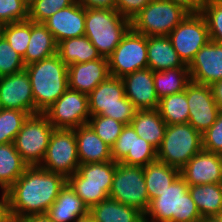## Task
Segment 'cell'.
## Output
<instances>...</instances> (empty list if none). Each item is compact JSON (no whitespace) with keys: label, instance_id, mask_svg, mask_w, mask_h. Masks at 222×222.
Returning <instances> with one entry per match:
<instances>
[{"label":"cell","instance_id":"obj_38","mask_svg":"<svg viewBox=\"0 0 222 222\" xmlns=\"http://www.w3.org/2000/svg\"><path fill=\"white\" fill-rule=\"evenodd\" d=\"M25 67L23 57L9 45L2 35L0 37V77L18 73Z\"/></svg>","mask_w":222,"mask_h":222},{"label":"cell","instance_id":"obj_16","mask_svg":"<svg viewBox=\"0 0 222 222\" xmlns=\"http://www.w3.org/2000/svg\"><path fill=\"white\" fill-rule=\"evenodd\" d=\"M0 108L17 109L34 114V98L27 71L24 69L0 77Z\"/></svg>","mask_w":222,"mask_h":222},{"label":"cell","instance_id":"obj_31","mask_svg":"<svg viewBox=\"0 0 222 222\" xmlns=\"http://www.w3.org/2000/svg\"><path fill=\"white\" fill-rule=\"evenodd\" d=\"M28 165L14 143L0 144V189L7 191L24 173Z\"/></svg>","mask_w":222,"mask_h":222},{"label":"cell","instance_id":"obj_53","mask_svg":"<svg viewBox=\"0 0 222 222\" xmlns=\"http://www.w3.org/2000/svg\"><path fill=\"white\" fill-rule=\"evenodd\" d=\"M36 0H22V2L29 8Z\"/></svg>","mask_w":222,"mask_h":222},{"label":"cell","instance_id":"obj_51","mask_svg":"<svg viewBox=\"0 0 222 222\" xmlns=\"http://www.w3.org/2000/svg\"><path fill=\"white\" fill-rule=\"evenodd\" d=\"M203 5H221L222 0H202Z\"/></svg>","mask_w":222,"mask_h":222},{"label":"cell","instance_id":"obj_11","mask_svg":"<svg viewBox=\"0 0 222 222\" xmlns=\"http://www.w3.org/2000/svg\"><path fill=\"white\" fill-rule=\"evenodd\" d=\"M79 165L74 129H54L39 166L68 178L78 170Z\"/></svg>","mask_w":222,"mask_h":222},{"label":"cell","instance_id":"obj_17","mask_svg":"<svg viewBox=\"0 0 222 222\" xmlns=\"http://www.w3.org/2000/svg\"><path fill=\"white\" fill-rule=\"evenodd\" d=\"M180 176L189 185L222 182V155L202 149L180 169Z\"/></svg>","mask_w":222,"mask_h":222},{"label":"cell","instance_id":"obj_44","mask_svg":"<svg viewBox=\"0 0 222 222\" xmlns=\"http://www.w3.org/2000/svg\"><path fill=\"white\" fill-rule=\"evenodd\" d=\"M152 0H116L115 10L122 16L132 20Z\"/></svg>","mask_w":222,"mask_h":222},{"label":"cell","instance_id":"obj_32","mask_svg":"<svg viewBox=\"0 0 222 222\" xmlns=\"http://www.w3.org/2000/svg\"><path fill=\"white\" fill-rule=\"evenodd\" d=\"M153 80L159 100L165 96L184 91L191 82L188 67L153 71Z\"/></svg>","mask_w":222,"mask_h":222},{"label":"cell","instance_id":"obj_42","mask_svg":"<svg viewBox=\"0 0 222 222\" xmlns=\"http://www.w3.org/2000/svg\"><path fill=\"white\" fill-rule=\"evenodd\" d=\"M134 128L131 124L125 125L117 141L111 147L112 159L120 162L126 155H133Z\"/></svg>","mask_w":222,"mask_h":222},{"label":"cell","instance_id":"obj_19","mask_svg":"<svg viewBox=\"0 0 222 222\" xmlns=\"http://www.w3.org/2000/svg\"><path fill=\"white\" fill-rule=\"evenodd\" d=\"M43 24L52 33L56 43L85 35V7L75 1L72 5L58 10Z\"/></svg>","mask_w":222,"mask_h":222},{"label":"cell","instance_id":"obj_3","mask_svg":"<svg viewBox=\"0 0 222 222\" xmlns=\"http://www.w3.org/2000/svg\"><path fill=\"white\" fill-rule=\"evenodd\" d=\"M189 185L179 176L160 196L150 201L144 222H201Z\"/></svg>","mask_w":222,"mask_h":222},{"label":"cell","instance_id":"obj_39","mask_svg":"<svg viewBox=\"0 0 222 222\" xmlns=\"http://www.w3.org/2000/svg\"><path fill=\"white\" fill-rule=\"evenodd\" d=\"M76 0H36L28 8V19L35 23H43L58 10L72 5Z\"/></svg>","mask_w":222,"mask_h":222},{"label":"cell","instance_id":"obj_40","mask_svg":"<svg viewBox=\"0 0 222 222\" xmlns=\"http://www.w3.org/2000/svg\"><path fill=\"white\" fill-rule=\"evenodd\" d=\"M200 13L206 20L210 40L222 44V4L203 5Z\"/></svg>","mask_w":222,"mask_h":222},{"label":"cell","instance_id":"obj_6","mask_svg":"<svg viewBox=\"0 0 222 222\" xmlns=\"http://www.w3.org/2000/svg\"><path fill=\"white\" fill-rule=\"evenodd\" d=\"M90 116L102 115L122 122L131 124L137 112L134 104L125 96L123 80L109 76L101 82L89 95Z\"/></svg>","mask_w":222,"mask_h":222},{"label":"cell","instance_id":"obj_43","mask_svg":"<svg viewBox=\"0 0 222 222\" xmlns=\"http://www.w3.org/2000/svg\"><path fill=\"white\" fill-rule=\"evenodd\" d=\"M202 140L204 150L222 155V110L212 126L202 134Z\"/></svg>","mask_w":222,"mask_h":222},{"label":"cell","instance_id":"obj_52","mask_svg":"<svg viewBox=\"0 0 222 222\" xmlns=\"http://www.w3.org/2000/svg\"><path fill=\"white\" fill-rule=\"evenodd\" d=\"M76 222H95L89 215L79 218Z\"/></svg>","mask_w":222,"mask_h":222},{"label":"cell","instance_id":"obj_30","mask_svg":"<svg viewBox=\"0 0 222 222\" xmlns=\"http://www.w3.org/2000/svg\"><path fill=\"white\" fill-rule=\"evenodd\" d=\"M188 191L202 218L222 213V184L209 183L189 186Z\"/></svg>","mask_w":222,"mask_h":222},{"label":"cell","instance_id":"obj_21","mask_svg":"<svg viewBox=\"0 0 222 222\" xmlns=\"http://www.w3.org/2000/svg\"><path fill=\"white\" fill-rule=\"evenodd\" d=\"M109 74L108 58L68 66V88L89 95Z\"/></svg>","mask_w":222,"mask_h":222},{"label":"cell","instance_id":"obj_24","mask_svg":"<svg viewBox=\"0 0 222 222\" xmlns=\"http://www.w3.org/2000/svg\"><path fill=\"white\" fill-rule=\"evenodd\" d=\"M147 56V68L152 71H164L172 68L188 67L180 59L168 36H148Z\"/></svg>","mask_w":222,"mask_h":222},{"label":"cell","instance_id":"obj_22","mask_svg":"<svg viewBox=\"0 0 222 222\" xmlns=\"http://www.w3.org/2000/svg\"><path fill=\"white\" fill-rule=\"evenodd\" d=\"M80 164L111 161V147L85 124L74 128Z\"/></svg>","mask_w":222,"mask_h":222},{"label":"cell","instance_id":"obj_5","mask_svg":"<svg viewBox=\"0 0 222 222\" xmlns=\"http://www.w3.org/2000/svg\"><path fill=\"white\" fill-rule=\"evenodd\" d=\"M116 164L113 160L80 164L67 183L90 208L109 198Z\"/></svg>","mask_w":222,"mask_h":222},{"label":"cell","instance_id":"obj_13","mask_svg":"<svg viewBox=\"0 0 222 222\" xmlns=\"http://www.w3.org/2000/svg\"><path fill=\"white\" fill-rule=\"evenodd\" d=\"M168 37L187 66L195 54L210 41L206 20L200 12L188 13Z\"/></svg>","mask_w":222,"mask_h":222},{"label":"cell","instance_id":"obj_15","mask_svg":"<svg viewBox=\"0 0 222 222\" xmlns=\"http://www.w3.org/2000/svg\"><path fill=\"white\" fill-rule=\"evenodd\" d=\"M189 108L188 123L203 134L216 121L220 108L217 106L210 85L190 82L185 88Z\"/></svg>","mask_w":222,"mask_h":222},{"label":"cell","instance_id":"obj_18","mask_svg":"<svg viewBox=\"0 0 222 222\" xmlns=\"http://www.w3.org/2000/svg\"><path fill=\"white\" fill-rule=\"evenodd\" d=\"M191 82L211 85L222 80V44L209 41L188 65Z\"/></svg>","mask_w":222,"mask_h":222},{"label":"cell","instance_id":"obj_45","mask_svg":"<svg viewBox=\"0 0 222 222\" xmlns=\"http://www.w3.org/2000/svg\"><path fill=\"white\" fill-rule=\"evenodd\" d=\"M85 8H102L115 10L116 0H76Z\"/></svg>","mask_w":222,"mask_h":222},{"label":"cell","instance_id":"obj_54","mask_svg":"<svg viewBox=\"0 0 222 222\" xmlns=\"http://www.w3.org/2000/svg\"><path fill=\"white\" fill-rule=\"evenodd\" d=\"M2 28H3V24L0 23V37L2 36Z\"/></svg>","mask_w":222,"mask_h":222},{"label":"cell","instance_id":"obj_35","mask_svg":"<svg viewBox=\"0 0 222 222\" xmlns=\"http://www.w3.org/2000/svg\"><path fill=\"white\" fill-rule=\"evenodd\" d=\"M2 35L13 49L24 57L31 35V20L3 24Z\"/></svg>","mask_w":222,"mask_h":222},{"label":"cell","instance_id":"obj_36","mask_svg":"<svg viewBox=\"0 0 222 222\" xmlns=\"http://www.w3.org/2000/svg\"><path fill=\"white\" fill-rule=\"evenodd\" d=\"M88 124L110 147L114 145L125 124L108 116H90Z\"/></svg>","mask_w":222,"mask_h":222},{"label":"cell","instance_id":"obj_26","mask_svg":"<svg viewBox=\"0 0 222 222\" xmlns=\"http://www.w3.org/2000/svg\"><path fill=\"white\" fill-rule=\"evenodd\" d=\"M89 216L95 222H144L142 212L111 198L90 207Z\"/></svg>","mask_w":222,"mask_h":222},{"label":"cell","instance_id":"obj_25","mask_svg":"<svg viewBox=\"0 0 222 222\" xmlns=\"http://www.w3.org/2000/svg\"><path fill=\"white\" fill-rule=\"evenodd\" d=\"M131 125L140 138L149 142L156 150L159 149L167 124L158 109L137 110Z\"/></svg>","mask_w":222,"mask_h":222},{"label":"cell","instance_id":"obj_4","mask_svg":"<svg viewBox=\"0 0 222 222\" xmlns=\"http://www.w3.org/2000/svg\"><path fill=\"white\" fill-rule=\"evenodd\" d=\"M131 28V20L116 10L85 8V36L108 58Z\"/></svg>","mask_w":222,"mask_h":222},{"label":"cell","instance_id":"obj_20","mask_svg":"<svg viewBox=\"0 0 222 222\" xmlns=\"http://www.w3.org/2000/svg\"><path fill=\"white\" fill-rule=\"evenodd\" d=\"M125 96L137 110L157 109L159 98L155 91L153 71L149 68L137 70L122 78Z\"/></svg>","mask_w":222,"mask_h":222},{"label":"cell","instance_id":"obj_23","mask_svg":"<svg viewBox=\"0 0 222 222\" xmlns=\"http://www.w3.org/2000/svg\"><path fill=\"white\" fill-rule=\"evenodd\" d=\"M46 214L54 222H76L89 215V208L66 183Z\"/></svg>","mask_w":222,"mask_h":222},{"label":"cell","instance_id":"obj_8","mask_svg":"<svg viewBox=\"0 0 222 222\" xmlns=\"http://www.w3.org/2000/svg\"><path fill=\"white\" fill-rule=\"evenodd\" d=\"M188 12L167 0L150 1L131 20V28L145 36H168Z\"/></svg>","mask_w":222,"mask_h":222},{"label":"cell","instance_id":"obj_33","mask_svg":"<svg viewBox=\"0 0 222 222\" xmlns=\"http://www.w3.org/2000/svg\"><path fill=\"white\" fill-rule=\"evenodd\" d=\"M157 109L167 125L186 124L189 121V108L185 90L161 98Z\"/></svg>","mask_w":222,"mask_h":222},{"label":"cell","instance_id":"obj_28","mask_svg":"<svg viewBox=\"0 0 222 222\" xmlns=\"http://www.w3.org/2000/svg\"><path fill=\"white\" fill-rule=\"evenodd\" d=\"M57 55L67 66L102 58L96 47L85 35L58 42Z\"/></svg>","mask_w":222,"mask_h":222},{"label":"cell","instance_id":"obj_1","mask_svg":"<svg viewBox=\"0 0 222 222\" xmlns=\"http://www.w3.org/2000/svg\"><path fill=\"white\" fill-rule=\"evenodd\" d=\"M67 183L59 173L40 166H28L17 181L6 191L13 221L25 216L46 214Z\"/></svg>","mask_w":222,"mask_h":222},{"label":"cell","instance_id":"obj_34","mask_svg":"<svg viewBox=\"0 0 222 222\" xmlns=\"http://www.w3.org/2000/svg\"><path fill=\"white\" fill-rule=\"evenodd\" d=\"M28 116L17 109L0 108V144L13 143Z\"/></svg>","mask_w":222,"mask_h":222},{"label":"cell","instance_id":"obj_9","mask_svg":"<svg viewBox=\"0 0 222 222\" xmlns=\"http://www.w3.org/2000/svg\"><path fill=\"white\" fill-rule=\"evenodd\" d=\"M44 113L29 115L15 137V149L28 166H39L54 131Z\"/></svg>","mask_w":222,"mask_h":222},{"label":"cell","instance_id":"obj_12","mask_svg":"<svg viewBox=\"0 0 222 222\" xmlns=\"http://www.w3.org/2000/svg\"><path fill=\"white\" fill-rule=\"evenodd\" d=\"M109 74L122 78L124 75L148 67L147 36L132 28L108 57Z\"/></svg>","mask_w":222,"mask_h":222},{"label":"cell","instance_id":"obj_2","mask_svg":"<svg viewBox=\"0 0 222 222\" xmlns=\"http://www.w3.org/2000/svg\"><path fill=\"white\" fill-rule=\"evenodd\" d=\"M32 94L34 114L44 113L67 89L68 66L55 54L26 65Z\"/></svg>","mask_w":222,"mask_h":222},{"label":"cell","instance_id":"obj_41","mask_svg":"<svg viewBox=\"0 0 222 222\" xmlns=\"http://www.w3.org/2000/svg\"><path fill=\"white\" fill-rule=\"evenodd\" d=\"M28 19V7L22 0H0V23L7 24Z\"/></svg>","mask_w":222,"mask_h":222},{"label":"cell","instance_id":"obj_7","mask_svg":"<svg viewBox=\"0 0 222 222\" xmlns=\"http://www.w3.org/2000/svg\"><path fill=\"white\" fill-rule=\"evenodd\" d=\"M202 149V134L189 123L167 125L157 161L180 170Z\"/></svg>","mask_w":222,"mask_h":222},{"label":"cell","instance_id":"obj_10","mask_svg":"<svg viewBox=\"0 0 222 222\" xmlns=\"http://www.w3.org/2000/svg\"><path fill=\"white\" fill-rule=\"evenodd\" d=\"M109 198L145 214L150 200L143 167L117 162Z\"/></svg>","mask_w":222,"mask_h":222},{"label":"cell","instance_id":"obj_48","mask_svg":"<svg viewBox=\"0 0 222 222\" xmlns=\"http://www.w3.org/2000/svg\"><path fill=\"white\" fill-rule=\"evenodd\" d=\"M210 88L217 106L222 110V80L212 83Z\"/></svg>","mask_w":222,"mask_h":222},{"label":"cell","instance_id":"obj_37","mask_svg":"<svg viewBox=\"0 0 222 222\" xmlns=\"http://www.w3.org/2000/svg\"><path fill=\"white\" fill-rule=\"evenodd\" d=\"M157 161V150L143 138H140L134 129L133 155H126L120 162L145 167Z\"/></svg>","mask_w":222,"mask_h":222},{"label":"cell","instance_id":"obj_49","mask_svg":"<svg viewBox=\"0 0 222 222\" xmlns=\"http://www.w3.org/2000/svg\"><path fill=\"white\" fill-rule=\"evenodd\" d=\"M16 222H54L52 221L47 214H38V215H29L21 219H18Z\"/></svg>","mask_w":222,"mask_h":222},{"label":"cell","instance_id":"obj_14","mask_svg":"<svg viewBox=\"0 0 222 222\" xmlns=\"http://www.w3.org/2000/svg\"><path fill=\"white\" fill-rule=\"evenodd\" d=\"M44 114L55 129H74L88 124V95L68 88Z\"/></svg>","mask_w":222,"mask_h":222},{"label":"cell","instance_id":"obj_46","mask_svg":"<svg viewBox=\"0 0 222 222\" xmlns=\"http://www.w3.org/2000/svg\"><path fill=\"white\" fill-rule=\"evenodd\" d=\"M176 5L181 6L188 13H198L201 12L203 7L202 0H167Z\"/></svg>","mask_w":222,"mask_h":222},{"label":"cell","instance_id":"obj_29","mask_svg":"<svg viewBox=\"0 0 222 222\" xmlns=\"http://www.w3.org/2000/svg\"><path fill=\"white\" fill-rule=\"evenodd\" d=\"M143 169L150 201L160 196L180 176L178 168L160 161L150 163L143 167Z\"/></svg>","mask_w":222,"mask_h":222},{"label":"cell","instance_id":"obj_47","mask_svg":"<svg viewBox=\"0 0 222 222\" xmlns=\"http://www.w3.org/2000/svg\"><path fill=\"white\" fill-rule=\"evenodd\" d=\"M0 198V222H13L9 199L6 191H2Z\"/></svg>","mask_w":222,"mask_h":222},{"label":"cell","instance_id":"obj_27","mask_svg":"<svg viewBox=\"0 0 222 222\" xmlns=\"http://www.w3.org/2000/svg\"><path fill=\"white\" fill-rule=\"evenodd\" d=\"M57 54V43L43 23L31 21V35L23 57L25 65L41 61Z\"/></svg>","mask_w":222,"mask_h":222},{"label":"cell","instance_id":"obj_50","mask_svg":"<svg viewBox=\"0 0 222 222\" xmlns=\"http://www.w3.org/2000/svg\"><path fill=\"white\" fill-rule=\"evenodd\" d=\"M201 222H222V218L220 216H208L204 217Z\"/></svg>","mask_w":222,"mask_h":222}]
</instances>
